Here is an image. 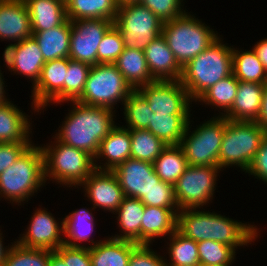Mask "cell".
<instances>
[{"label": "cell", "mask_w": 267, "mask_h": 266, "mask_svg": "<svg viewBox=\"0 0 267 266\" xmlns=\"http://www.w3.org/2000/svg\"><path fill=\"white\" fill-rule=\"evenodd\" d=\"M72 23L67 19L63 24L41 32H32L45 62L69 58Z\"/></svg>", "instance_id": "4316f807"}, {"label": "cell", "mask_w": 267, "mask_h": 266, "mask_svg": "<svg viewBox=\"0 0 267 266\" xmlns=\"http://www.w3.org/2000/svg\"><path fill=\"white\" fill-rule=\"evenodd\" d=\"M113 64L133 90L155 81L150 74L145 53L142 50L124 47Z\"/></svg>", "instance_id": "484cf974"}, {"label": "cell", "mask_w": 267, "mask_h": 266, "mask_svg": "<svg viewBox=\"0 0 267 266\" xmlns=\"http://www.w3.org/2000/svg\"><path fill=\"white\" fill-rule=\"evenodd\" d=\"M3 56L9 71L31 78L33 86L37 83L45 60L33 36L6 46Z\"/></svg>", "instance_id": "e0dca14e"}, {"label": "cell", "mask_w": 267, "mask_h": 266, "mask_svg": "<svg viewBox=\"0 0 267 266\" xmlns=\"http://www.w3.org/2000/svg\"><path fill=\"white\" fill-rule=\"evenodd\" d=\"M52 252L45 249L27 248L14 242L2 266H49Z\"/></svg>", "instance_id": "ab89813d"}, {"label": "cell", "mask_w": 267, "mask_h": 266, "mask_svg": "<svg viewBox=\"0 0 267 266\" xmlns=\"http://www.w3.org/2000/svg\"><path fill=\"white\" fill-rule=\"evenodd\" d=\"M114 25L121 33L124 47L144 51L162 33L163 22L140 3L119 6Z\"/></svg>", "instance_id": "30bf717a"}, {"label": "cell", "mask_w": 267, "mask_h": 266, "mask_svg": "<svg viewBox=\"0 0 267 266\" xmlns=\"http://www.w3.org/2000/svg\"><path fill=\"white\" fill-rule=\"evenodd\" d=\"M112 172L126 197L141 199L161 181L155 173L153 163L133 158H128Z\"/></svg>", "instance_id": "5bb4252c"}, {"label": "cell", "mask_w": 267, "mask_h": 266, "mask_svg": "<svg viewBox=\"0 0 267 266\" xmlns=\"http://www.w3.org/2000/svg\"><path fill=\"white\" fill-rule=\"evenodd\" d=\"M100 157L107 161L104 166L95 163L97 170L112 171L119 164L131 158L130 130L124 127L114 126L108 135L100 142L99 150L94 157L97 162Z\"/></svg>", "instance_id": "7402d4cb"}, {"label": "cell", "mask_w": 267, "mask_h": 266, "mask_svg": "<svg viewBox=\"0 0 267 266\" xmlns=\"http://www.w3.org/2000/svg\"><path fill=\"white\" fill-rule=\"evenodd\" d=\"M144 53L150 74L155 81L181 79L182 67L162 34L147 45Z\"/></svg>", "instance_id": "ffe728a7"}, {"label": "cell", "mask_w": 267, "mask_h": 266, "mask_svg": "<svg viewBox=\"0 0 267 266\" xmlns=\"http://www.w3.org/2000/svg\"><path fill=\"white\" fill-rule=\"evenodd\" d=\"M168 253L170 261L167 266H198L200 265L197 242L187 238L177 229L169 236Z\"/></svg>", "instance_id": "d590c367"}, {"label": "cell", "mask_w": 267, "mask_h": 266, "mask_svg": "<svg viewBox=\"0 0 267 266\" xmlns=\"http://www.w3.org/2000/svg\"><path fill=\"white\" fill-rule=\"evenodd\" d=\"M44 157L45 180L54 179L71 187L81 184L96 169L94 157L84 150L68 146L59 140L50 146H41Z\"/></svg>", "instance_id": "8992f818"}, {"label": "cell", "mask_w": 267, "mask_h": 266, "mask_svg": "<svg viewBox=\"0 0 267 266\" xmlns=\"http://www.w3.org/2000/svg\"><path fill=\"white\" fill-rule=\"evenodd\" d=\"M124 41L113 24L102 37L97 50V64H113L123 52Z\"/></svg>", "instance_id": "b9f144b4"}, {"label": "cell", "mask_w": 267, "mask_h": 266, "mask_svg": "<svg viewBox=\"0 0 267 266\" xmlns=\"http://www.w3.org/2000/svg\"><path fill=\"white\" fill-rule=\"evenodd\" d=\"M141 0H117V3L119 6H125L128 4H136V3H140Z\"/></svg>", "instance_id": "11a10c76"}, {"label": "cell", "mask_w": 267, "mask_h": 266, "mask_svg": "<svg viewBox=\"0 0 267 266\" xmlns=\"http://www.w3.org/2000/svg\"><path fill=\"white\" fill-rule=\"evenodd\" d=\"M190 115L152 114L146 130L166 145H179L190 120Z\"/></svg>", "instance_id": "4dcf8cb0"}, {"label": "cell", "mask_w": 267, "mask_h": 266, "mask_svg": "<svg viewBox=\"0 0 267 266\" xmlns=\"http://www.w3.org/2000/svg\"><path fill=\"white\" fill-rule=\"evenodd\" d=\"M81 185L95 209L99 207L114 213L125 197L117 177L110 170L95 169Z\"/></svg>", "instance_id": "ac0fdd59"}, {"label": "cell", "mask_w": 267, "mask_h": 266, "mask_svg": "<svg viewBox=\"0 0 267 266\" xmlns=\"http://www.w3.org/2000/svg\"><path fill=\"white\" fill-rule=\"evenodd\" d=\"M10 102L0 105V143L31 142L27 115Z\"/></svg>", "instance_id": "83f0119b"}, {"label": "cell", "mask_w": 267, "mask_h": 266, "mask_svg": "<svg viewBox=\"0 0 267 266\" xmlns=\"http://www.w3.org/2000/svg\"><path fill=\"white\" fill-rule=\"evenodd\" d=\"M264 89L263 83L239 81L232 107L222 116L230 121H256Z\"/></svg>", "instance_id": "44dd1931"}, {"label": "cell", "mask_w": 267, "mask_h": 266, "mask_svg": "<svg viewBox=\"0 0 267 266\" xmlns=\"http://www.w3.org/2000/svg\"><path fill=\"white\" fill-rule=\"evenodd\" d=\"M65 7L70 21L78 19L115 21L119 5L117 0H66Z\"/></svg>", "instance_id": "f546056e"}, {"label": "cell", "mask_w": 267, "mask_h": 266, "mask_svg": "<svg viewBox=\"0 0 267 266\" xmlns=\"http://www.w3.org/2000/svg\"><path fill=\"white\" fill-rule=\"evenodd\" d=\"M267 133V88L265 87L261 100V108L255 121Z\"/></svg>", "instance_id": "681fc988"}, {"label": "cell", "mask_w": 267, "mask_h": 266, "mask_svg": "<svg viewBox=\"0 0 267 266\" xmlns=\"http://www.w3.org/2000/svg\"><path fill=\"white\" fill-rule=\"evenodd\" d=\"M91 241L90 257L92 266H128L132 250L138 245L129 240L109 238Z\"/></svg>", "instance_id": "603a6c76"}, {"label": "cell", "mask_w": 267, "mask_h": 266, "mask_svg": "<svg viewBox=\"0 0 267 266\" xmlns=\"http://www.w3.org/2000/svg\"><path fill=\"white\" fill-rule=\"evenodd\" d=\"M131 158L153 163L168 146L148 130H130Z\"/></svg>", "instance_id": "e575fe53"}, {"label": "cell", "mask_w": 267, "mask_h": 266, "mask_svg": "<svg viewBox=\"0 0 267 266\" xmlns=\"http://www.w3.org/2000/svg\"><path fill=\"white\" fill-rule=\"evenodd\" d=\"M32 142L0 143V174L23 154Z\"/></svg>", "instance_id": "7dc6e473"}, {"label": "cell", "mask_w": 267, "mask_h": 266, "mask_svg": "<svg viewBox=\"0 0 267 266\" xmlns=\"http://www.w3.org/2000/svg\"><path fill=\"white\" fill-rule=\"evenodd\" d=\"M124 104V119H126L129 130H146L151 122L153 111L145 98L137 91L133 90Z\"/></svg>", "instance_id": "74e56055"}, {"label": "cell", "mask_w": 267, "mask_h": 266, "mask_svg": "<svg viewBox=\"0 0 267 266\" xmlns=\"http://www.w3.org/2000/svg\"><path fill=\"white\" fill-rule=\"evenodd\" d=\"M155 114L189 115L190 97L180 80L154 81L136 89Z\"/></svg>", "instance_id": "7c38bea8"}, {"label": "cell", "mask_w": 267, "mask_h": 266, "mask_svg": "<svg viewBox=\"0 0 267 266\" xmlns=\"http://www.w3.org/2000/svg\"><path fill=\"white\" fill-rule=\"evenodd\" d=\"M196 209H181L177 214V230L195 242L213 240L231 246L236 251L237 246H247L258 236V228L254 225Z\"/></svg>", "instance_id": "6da1fadb"}, {"label": "cell", "mask_w": 267, "mask_h": 266, "mask_svg": "<svg viewBox=\"0 0 267 266\" xmlns=\"http://www.w3.org/2000/svg\"><path fill=\"white\" fill-rule=\"evenodd\" d=\"M91 65L69 58L66 82H64V101H76L83 93Z\"/></svg>", "instance_id": "60d3db41"}, {"label": "cell", "mask_w": 267, "mask_h": 266, "mask_svg": "<svg viewBox=\"0 0 267 266\" xmlns=\"http://www.w3.org/2000/svg\"><path fill=\"white\" fill-rule=\"evenodd\" d=\"M182 2L183 0H141L140 4L150 9L162 22H166L186 13L181 8Z\"/></svg>", "instance_id": "ee69618b"}, {"label": "cell", "mask_w": 267, "mask_h": 266, "mask_svg": "<svg viewBox=\"0 0 267 266\" xmlns=\"http://www.w3.org/2000/svg\"><path fill=\"white\" fill-rule=\"evenodd\" d=\"M153 166L162 181L174 185L189 165L179 145H168L155 159Z\"/></svg>", "instance_id": "1f68e13d"}, {"label": "cell", "mask_w": 267, "mask_h": 266, "mask_svg": "<svg viewBox=\"0 0 267 266\" xmlns=\"http://www.w3.org/2000/svg\"><path fill=\"white\" fill-rule=\"evenodd\" d=\"M264 86L267 88V71H266V78H265Z\"/></svg>", "instance_id": "9f6ffc18"}, {"label": "cell", "mask_w": 267, "mask_h": 266, "mask_svg": "<svg viewBox=\"0 0 267 266\" xmlns=\"http://www.w3.org/2000/svg\"><path fill=\"white\" fill-rule=\"evenodd\" d=\"M187 13L163 22L161 33L182 68L218 38L213 29Z\"/></svg>", "instance_id": "5b68a950"}, {"label": "cell", "mask_w": 267, "mask_h": 266, "mask_svg": "<svg viewBox=\"0 0 267 266\" xmlns=\"http://www.w3.org/2000/svg\"><path fill=\"white\" fill-rule=\"evenodd\" d=\"M28 7L32 32L49 30L63 24L67 18L63 0H24Z\"/></svg>", "instance_id": "d4e9b609"}, {"label": "cell", "mask_w": 267, "mask_h": 266, "mask_svg": "<svg viewBox=\"0 0 267 266\" xmlns=\"http://www.w3.org/2000/svg\"><path fill=\"white\" fill-rule=\"evenodd\" d=\"M54 252L67 266H92L90 247H71L63 244Z\"/></svg>", "instance_id": "f6af8a7d"}, {"label": "cell", "mask_w": 267, "mask_h": 266, "mask_svg": "<svg viewBox=\"0 0 267 266\" xmlns=\"http://www.w3.org/2000/svg\"><path fill=\"white\" fill-rule=\"evenodd\" d=\"M174 209L146 206L141 221V244L150 245L156 237L170 236L177 229Z\"/></svg>", "instance_id": "cb8c5ba5"}, {"label": "cell", "mask_w": 267, "mask_h": 266, "mask_svg": "<svg viewBox=\"0 0 267 266\" xmlns=\"http://www.w3.org/2000/svg\"><path fill=\"white\" fill-rule=\"evenodd\" d=\"M128 266H167L165 259L150 249V245L138 244L131 252Z\"/></svg>", "instance_id": "bcb514c9"}, {"label": "cell", "mask_w": 267, "mask_h": 266, "mask_svg": "<svg viewBox=\"0 0 267 266\" xmlns=\"http://www.w3.org/2000/svg\"><path fill=\"white\" fill-rule=\"evenodd\" d=\"M64 244L71 247H83L76 242L88 241L94 231V217L89 209H79L63 218Z\"/></svg>", "instance_id": "d6a6232c"}, {"label": "cell", "mask_w": 267, "mask_h": 266, "mask_svg": "<svg viewBox=\"0 0 267 266\" xmlns=\"http://www.w3.org/2000/svg\"><path fill=\"white\" fill-rule=\"evenodd\" d=\"M266 132L255 121H230L219 152L218 167L238 166L247 171L261 146Z\"/></svg>", "instance_id": "52a82bcc"}, {"label": "cell", "mask_w": 267, "mask_h": 266, "mask_svg": "<svg viewBox=\"0 0 267 266\" xmlns=\"http://www.w3.org/2000/svg\"><path fill=\"white\" fill-rule=\"evenodd\" d=\"M189 124L179 144L182 148L188 165L218 167L219 152L226 127L224 116L213 117L199 125L189 134ZM189 135V136H188ZM188 136V137H187Z\"/></svg>", "instance_id": "9c48e42d"}, {"label": "cell", "mask_w": 267, "mask_h": 266, "mask_svg": "<svg viewBox=\"0 0 267 266\" xmlns=\"http://www.w3.org/2000/svg\"><path fill=\"white\" fill-rule=\"evenodd\" d=\"M31 36V20L25 1L0 0V38L20 42Z\"/></svg>", "instance_id": "d6986e66"}, {"label": "cell", "mask_w": 267, "mask_h": 266, "mask_svg": "<svg viewBox=\"0 0 267 266\" xmlns=\"http://www.w3.org/2000/svg\"><path fill=\"white\" fill-rule=\"evenodd\" d=\"M132 91L114 64L99 63L91 66L83 93L76 101L114 110V105L119 101L123 103Z\"/></svg>", "instance_id": "ba28073f"}, {"label": "cell", "mask_w": 267, "mask_h": 266, "mask_svg": "<svg viewBox=\"0 0 267 266\" xmlns=\"http://www.w3.org/2000/svg\"><path fill=\"white\" fill-rule=\"evenodd\" d=\"M2 73L0 70V105H2L3 103L7 102L8 99H6L5 97V90H4V79H2Z\"/></svg>", "instance_id": "db71d44e"}, {"label": "cell", "mask_w": 267, "mask_h": 266, "mask_svg": "<svg viewBox=\"0 0 267 266\" xmlns=\"http://www.w3.org/2000/svg\"><path fill=\"white\" fill-rule=\"evenodd\" d=\"M51 214L42 208L37 209L31 218L28 231L16 242L27 248L50 251H55L62 246L64 238L60 236L64 233L63 220L59 224Z\"/></svg>", "instance_id": "2e32d148"}, {"label": "cell", "mask_w": 267, "mask_h": 266, "mask_svg": "<svg viewBox=\"0 0 267 266\" xmlns=\"http://www.w3.org/2000/svg\"><path fill=\"white\" fill-rule=\"evenodd\" d=\"M218 37L182 68V85L192 101L211 86L232 74V48Z\"/></svg>", "instance_id": "3957f363"}, {"label": "cell", "mask_w": 267, "mask_h": 266, "mask_svg": "<svg viewBox=\"0 0 267 266\" xmlns=\"http://www.w3.org/2000/svg\"><path fill=\"white\" fill-rule=\"evenodd\" d=\"M70 52L72 60L97 64V50L102 37L114 24L106 19H78L71 21Z\"/></svg>", "instance_id": "4fadbf2b"}, {"label": "cell", "mask_w": 267, "mask_h": 266, "mask_svg": "<svg viewBox=\"0 0 267 266\" xmlns=\"http://www.w3.org/2000/svg\"><path fill=\"white\" fill-rule=\"evenodd\" d=\"M216 166H188L173 185L174 196L179 210L200 208L213 199L216 189Z\"/></svg>", "instance_id": "8fae6325"}, {"label": "cell", "mask_w": 267, "mask_h": 266, "mask_svg": "<svg viewBox=\"0 0 267 266\" xmlns=\"http://www.w3.org/2000/svg\"><path fill=\"white\" fill-rule=\"evenodd\" d=\"M267 71V38L263 39L252 48Z\"/></svg>", "instance_id": "f907efd6"}, {"label": "cell", "mask_w": 267, "mask_h": 266, "mask_svg": "<svg viewBox=\"0 0 267 266\" xmlns=\"http://www.w3.org/2000/svg\"><path fill=\"white\" fill-rule=\"evenodd\" d=\"M45 182L42 149L31 144L16 162L0 174V195L12 203L28 201Z\"/></svg>", "instance_id": "277c9868"}, {"label": "cell", "mask_w": 267, "mask_h": 266, "mask_svg": "<svg viewBox=\"0 0 267 266\" xmlns=\"http://www.w3.org/2000/svg\"><path fill=\"white\" fill-rule=\"evenodd\" d=\"M247 172L267 183V133Z\"/></svg>", "instance_id": "c3c4849f"}, {"label": "cell", "mask_w": 267, "mask_h": 266, "mask_svg": "<svg viewBox=\"0 0 267 266\" xmlns=\"http://www.w3.org/2000/svg\"><path fill=\"white\" fill-rule=\"evenodd\" d=\"M49 266H67L65 262L53 251L50 254Z\"/></svg>", "instance_id": "816d5d0a"}, {"label": "cell", "mask_w": 267, "mask_h": 266, "mask_svg": "<svg viewBox=\"0 0 267 266\" xmlns=\"http://www.w3.org/2000/svg\"><path fill=\"white\" fill-rule=\"evenodd\" d=\"M140 200L146 206L174 209L177 213L180 211L175 200L173 185L162 180Z\"/></svg>", "instance_id": "7bdbcfd3"}, {"label": "cell", "mask_w": 267, "mask_h": 266, "mask_svg": "<svg viewBox=\"0 0 267 266\" xmlns=\"http://www.w3.org/2000/svg\"><path fill=\"white\" fill-rule=\"evenodd\" d=\"M144 208L145 205L140 199L125 196L115 211L118 214V224L123 234L112 236V238L141 244V221L144 216Z\"/></svg>", "instance_id": "f1b7e54d"}, {"label": "cell", "mask_w": 267, "mask_h": 266, "mask_svg": "<svg viewBox=\"0 0 267 266\" xmlns=\"http://www.w3.org/2000/svg\"><path fill=\"white\" fill-rule=\"evenodd\" d=\"M71 103H74L73 110L65 117L62 127L54 138L95 157L100 142L115 126L113 120L115 110L87 106L77 101H71Z\"/></svg>", "instance_id": "7a4b0ae2"}, {"label": "cell", "mask_w": 267, "mask_h": 266, "mask_svg": "<svg viewBox=\"0 0 267 266\" xmlns=\"http://www.w3.org/2000/svg\"><path fill=\"white\" fill-rule=\"evenodd\" d=\"M2 233H0V266L4 263V261L7 258V255L9 253L10 248H4L3 243H2Z\"/></svg>", "instance_id": "f5cc1de1"}, {"label": "cell", "mask_w": 267, "mask_h": 266, "mask_svg": "<svg viewBox=\"0 0 267 266\" xmlns=\"http://www.w3.org/2000/svg\"><path fill=\"white\" fill-rule=\"evenodd\" d=\"M232 74L238 81L263 83L266 78V70L252 50L238 51L232 49Z\"/></svg>", "instance_id": "836d02e7"}, {"label": "cell", "mask_w": 267, "mask_h": 266, "mask_svg": "<svg viewBox=\"0 0 267 266\" xmlns=\"http://www.w3.org/2000/svg\"><path fill=\"white\" fill-rule=\"evenodd\" d=\"M69 58H59L45 62L37 83L33 86L32 104L39 112L48 103L64 102V82L68 70Z\"/></svg>", "instance_id": "9a60e30c"}, {"label": "cell", "mask_w": 267, "mask_h": 266, "mask_svg": "<svg viewBox=\"0 0 267 266\" xmlns=\"http://www.w3.org/2000/svg\"><path fill=\"white\" fill-rule=\"evenodd\" d=\"M199 262L206 266H230L235 259V250L213 240L197 242Z\"/></svg>", "instance_id": "f35d334b"}, {"label": "cell", "mask_w": 267, "mask_h": 266, "mask_svg": "<svg viewBox=\"0 0 267 266\" xmlns=\"http://www.w3.org/2000/svg\"><path fill=\"white\" fill-rule=\"evenodd\" d=\"M238 85L239 81L231 74L211 86L197 100L227 112L232 107Z\"/></svg>", "instance_id": "8d00e7d4"}]
</instances>
